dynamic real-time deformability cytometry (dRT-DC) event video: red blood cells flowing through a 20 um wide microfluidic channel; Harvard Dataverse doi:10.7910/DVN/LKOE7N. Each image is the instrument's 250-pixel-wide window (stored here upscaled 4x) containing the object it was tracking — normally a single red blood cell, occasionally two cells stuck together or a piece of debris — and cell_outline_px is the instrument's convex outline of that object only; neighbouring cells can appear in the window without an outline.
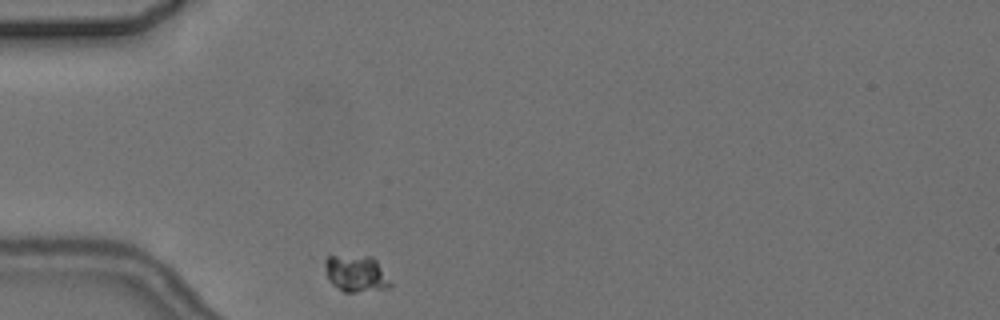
{"species": "common noctule bat (a hibernating species)", "species_latin": "Nyctalus noctula", "temperature_condition": "cold", "stored_images_in_passage": 1, "camera_frame_rate_fps": 3000, "um_per_image_px": 0.085, "animal": {"sex": "female", "body_mass_g": 24.6, "forearm_length_mm": 56.2}, "frame": {"image": 1, "passage_image": 1, "time_ms": 0.0, "image_size_px": [1000, 320], "cell_outline_px": [[392, 284], [388, 288], [356, 292], [344, 292], [332, 284], [328, 276], [324, 264], [324, 260], [328, 256], [372, 256], [376, 260]], "centroid_in_image_um": [30.26, 23.25], "position_along_channel_um": 54.7, "area_um2": 13.76}}